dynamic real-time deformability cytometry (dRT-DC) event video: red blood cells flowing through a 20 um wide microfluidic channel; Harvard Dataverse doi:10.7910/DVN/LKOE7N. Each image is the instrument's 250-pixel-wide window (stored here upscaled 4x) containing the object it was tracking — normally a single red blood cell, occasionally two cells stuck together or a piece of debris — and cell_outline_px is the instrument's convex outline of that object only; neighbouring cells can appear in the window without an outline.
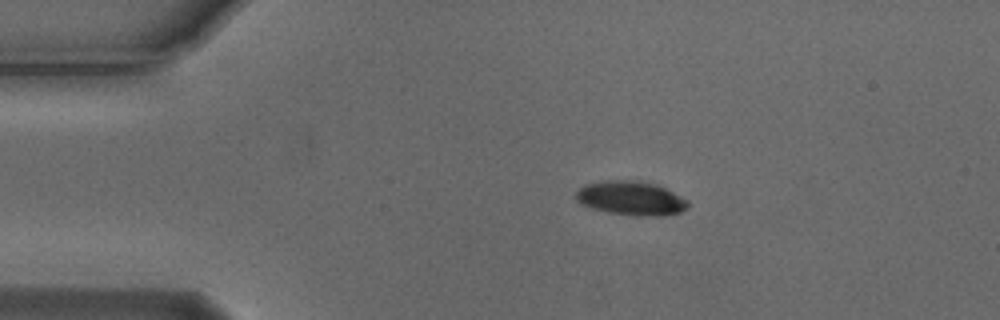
{"species": "Egyptian fruit bat (a non-hibernating species)", "species_latin": "Rousettus aegyptiacus", "temperature_condition": "cold", "stored_images_in_passage": 10, "camera_frame_rate_fps": 3000, "um_per_image_px": 0.085, "animal": {"sex": "male"}, "frame": {"image": 1, "passage_image": 3, "time_ms": 0.667, "image_size_px": [1000, 320], "cell_outline_px": [[688, 208], [680, 212], [664, 216], [636, 216], [608, 212], [592, 208], [580, 204], [576, 200], [576, 192], [584, 184], [604, 180], [640, 180], [656, 184], [688, 200]], "centroid_in_image_um": [53.62, 16.85], "position_along_channel_um": 31.4, "area_um2": 22.43}}
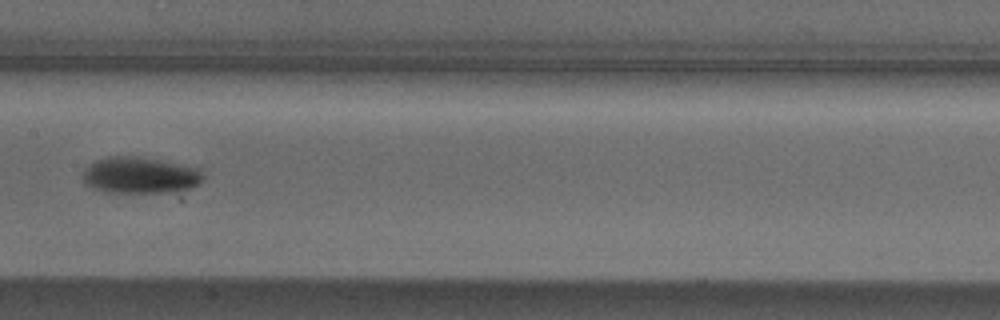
{"frame": {"image": 2, "passage_image": 7, "time_ms": 2.0, "image_size_px": [1000, 320], "cell_outline_px": [[204, 180], [200, 184], [192, 188], [172, 192], [104, 192], [92, 188], [84, 184], [80, 176], [84, 168], [88, 164], [96, 160], [108, 156], [132, 156], [160, 160], [200, 168], [204, 176]], "centroid_in_image_um": [11.88, 14.9], "position_along_channel_um": 195.5, "area_um2": 26.01}}
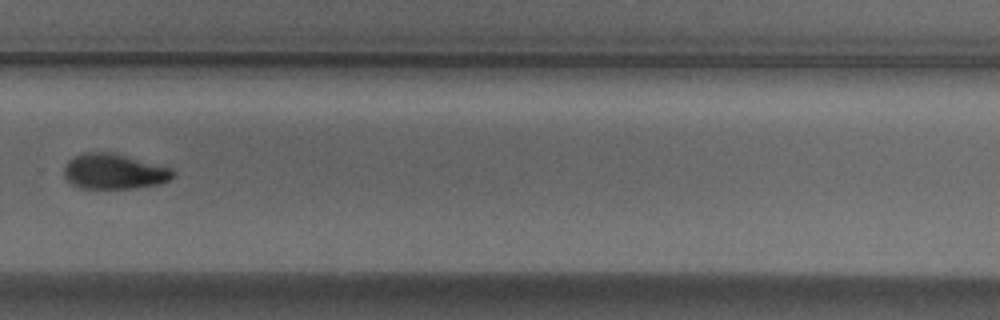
{"frame": {"image": 3, "passage_image": 10, "time_ms": 3.0, "image_size_px": [1000, 320], "cell_outline_px": [[172, 176], [168, 180], [160, 184], [136, 188], [80, 188], [72, 184], [64, 176], [64, 168], [68, 160], [84, 152], [108, 152], [124, 156], [168, 168], [172, 172]], "centroid_in_image_um": [9.62, 14.59], "position_along_channel_um": 320.2, "area_um2": 21.79}}